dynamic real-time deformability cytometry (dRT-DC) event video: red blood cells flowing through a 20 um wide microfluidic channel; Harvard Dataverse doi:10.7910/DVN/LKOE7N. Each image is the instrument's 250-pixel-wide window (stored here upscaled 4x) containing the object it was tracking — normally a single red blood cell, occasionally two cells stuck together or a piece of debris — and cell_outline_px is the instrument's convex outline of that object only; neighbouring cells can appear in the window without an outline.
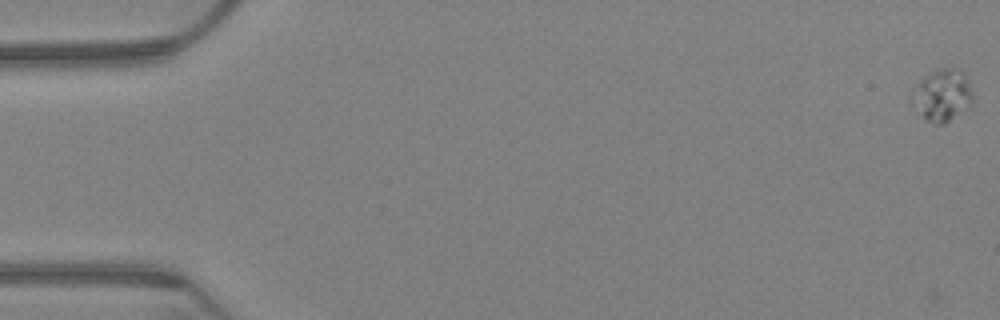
{"species": "Egyptian fruit bat (a non-hibernating species)", "species_latin": "Rousettus aegyptiacus", "temperature_condition": "warm", "stored_images_in_passage": 15, "camera_frame_rate_fps": 3000, "um_per_image_px": 0.085, "animal": {"sex": "female"}, "frame": {"image": 1, "passage_image": 1, "time_ms": 0.0, "image_size_px": [1000, 320], "cell_outline_px": [[972, 100], [968, 108], [944, 124], [936, 124], [924, 120], [912, 108], [908, 100], [908, 96], [912, 88], [924, 76], [932, 72], [944, 68], [960, 68], [964, 72], [968, 80], [972, 92]], "centroid_in_image_um": [80.01, 8.11], "position_along_channel_um": 5.0, "area_um2": 19.07}}